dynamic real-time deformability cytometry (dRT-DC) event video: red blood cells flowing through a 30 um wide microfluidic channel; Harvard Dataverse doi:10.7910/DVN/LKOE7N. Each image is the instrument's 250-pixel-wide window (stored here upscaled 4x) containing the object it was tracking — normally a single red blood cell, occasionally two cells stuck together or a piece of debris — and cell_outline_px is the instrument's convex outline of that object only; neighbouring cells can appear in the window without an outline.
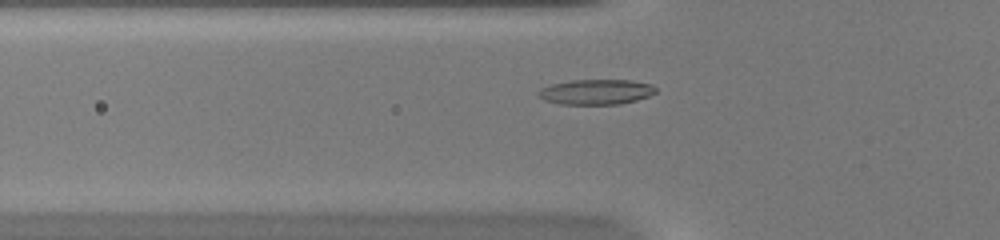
{"species": "common noctule bat (a hibernating species)", "species_latin": "Nyctalus noctula", "temperature_condition": "warm", "stored_images_in_passage": 44, "camera_frame_rate_fps": 3000, "um_per_image_px": 0.085, "animal": {"sex": "female", "body_mass_g": 20.0, "forearm_length_mm": 54.0}, "frame": {"image": 1, "passage_image": 11, "time_ms": 3.333, "image_size_px": [1000, 240], "cell_outline_px": [[656, 92], [648, 96], [636, 100], [620, 104], [560, 104], [544, 100], [536, 92], [540, 88], [552, 84], [572, 80], [632, 80], [652, 84], [656, 88]], "centroid_in_image_um": [50.67, 7.81], "position_along_channel_um": 75.1, "area_um2": 17.22}}
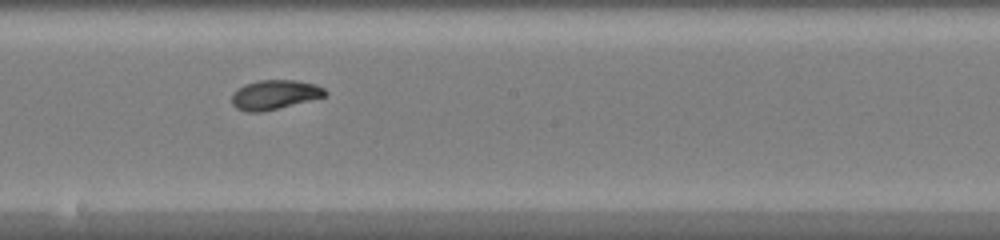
{"frame": {"image": 2, "passage_image": 22, "time_ms": 7.0, "image_size_px": [1000, 240], "cell_outline_px": [[328, 92], [324, 96], [260, 112], [248, 112], [236, 108], [232, 104], [232, 92], [244, 84], [260, 80], [296, 80], [316, 84], [324, 88]], "centroid_in_image_um": [23.31, 8.03], "position_along_channel_um": 224.9, "area_um2": 15.78}}
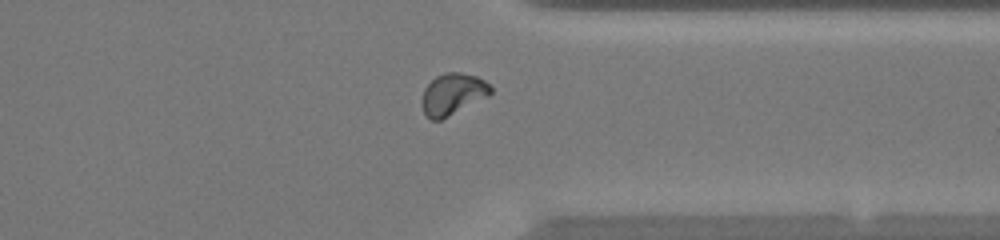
{"frame": {"image": 3, "passage_image": 33, "time_ms": 10.667, "image_size_px": [1000, 240], "cell_outline_px": [[492, 92], [488, 96], [440, 120], [432, 120], [424, 112], [420, 104], [424, 88], [436, 76], [444, 72], [460, 72], [476, 76], [484, 80], [492, 88]], "centroid_in_image_um": [38.46, 7.98], "position_along_channel_um": 372.9, "area_um2": 16.53}, "authors_computed_cell_mechanics": {"area_um2": 15.9528, "velocity_mm_per_s": 4.0797, "shape_relaxation_time_tau1_ms": 4.8941, "shape_relaxation_time_tau2_ms": 2.0211, "deformation_change_tau1": 0.1917, "deformation_change_tau2": 0.0624}}